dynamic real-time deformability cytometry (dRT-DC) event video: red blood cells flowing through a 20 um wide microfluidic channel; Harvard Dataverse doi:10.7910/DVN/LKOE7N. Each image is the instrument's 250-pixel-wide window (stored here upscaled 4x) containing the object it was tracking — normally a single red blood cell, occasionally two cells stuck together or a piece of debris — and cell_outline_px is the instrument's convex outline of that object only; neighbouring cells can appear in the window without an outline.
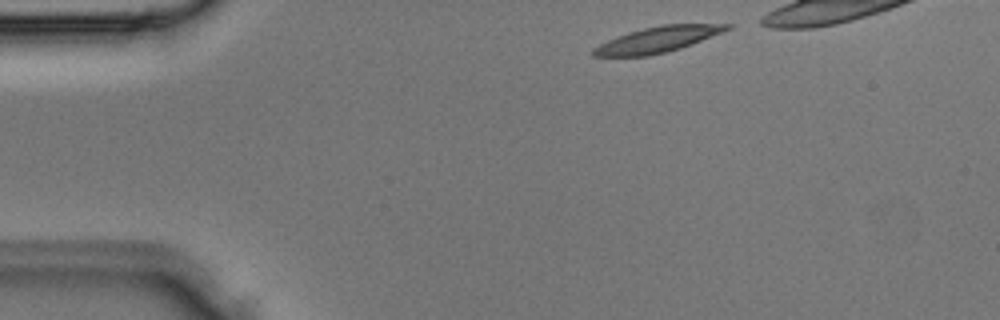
{"species": "Egyptian fruit bat (a non-hibernating species)", "species_latin": "Rousettus aegyptiacus", "temperature_condition": "room temperature", "stored_images_in_passage": 3, "camera_frame_rate_fps": 3000, "um_per_image_px": 0.085, "animal": {"sex": "male"}, "frame": {"image": 1, "passage_image": 1, "time_ms": 0.0, "image_size_px": [1000, 320], "cell_outline_px": [[736, 24], [732, 28], [724, 32], [680, 48], [648, 56], [592, 56], [592, 48], [616, 36], [628, 32], [660, 24]], "centroid_in_image_um": [55.92, 3.35], "position_along_channel_um": 29.1, "area_um2": 20.0}}